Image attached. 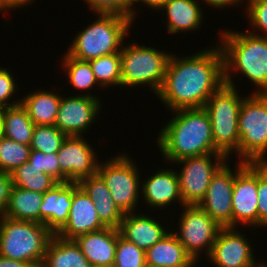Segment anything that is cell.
Instances as JSON below:
<instances>
[{
  "label": "cell",
  "instance_id": "obj_40",
  "mask_svg": "<svg viewBox=\"0 0 267 267\" xmlns=\"http://www.w3.org/2000/svg\"><path fill=\"white\" fill-rule=\"evenodd\" d=\"M12 187L11 174L0 172V217L4 215Z\"/></svg>",
  "mask_w": 267,
  "mask_h": 267
},
{
  "label": "cell",
  "instance_id": "obj_4",
  "mask_svg": "<svg viewBox=\"0 0 267 267\" xmlns=\"http://www.w3.org/2000/svg\"><path fill=\"white\" fill-rule=\"evenodd\" d=\"M98 19L73 37L66 50L69 56L90 61L120 52L134 21L123 15L98 13Z\"/></svg>",
  "mask_w": 267,
  "mask_h": 267
},
{
  "label": "cell",
  "instance_id": "obj_29",
  "mask_svg": "<svg viewBox=\"0 0 267 267\" xmlns=\"http://www.w3.org/2000/svg\"><path fill=\"white\" fill-rule=\"evenodd\" d=\"M10 174L13 186L43 194L59 183L49 174L32 167L29 161L17 167Z\"/></svg>",
  "mask_w": 267,
  "mask_h": 267
},
{
  "label": "cell",
  "instance_id": "obj_44",
  "mask_svg": "<svg viewBox=\"0 0 267 267\" xmlns=\"http://www.w3.org/2000/svg\"><path fill=\"white\" fill-rule=\"evenodd\" d=\"M0 267H34L31 263L12 260L0 256Z\"/></svg>",
  "mask_w": 267,
  "mask_h": 267
},
{
  "label": "cell",
  "instance_id": "obj_28",
  "mask_svg": "<svg viewBox=\"0 0 267 267\" xmlns=\"http://www.w3.org/2000/svg\"><path fill=\"white\" fill-rule=\"evenodd\" d=\"M0 116L3 122L4 137L30 145L35 124L21 103L12 107L0 108Z\"/></svg>",
  "mask_w": 267,
  "mask_h": 267
},
{
  "label": "cell",
  "instance_id": "obj_13",
  "mask_svg": "<svg viewBox=\"0 0 267 267\" xmlns=\"http://www.w3.org/2000/svg\"><path fill=\"white\" fill-rule=\"evenodd\" d=\"M87 93L61 96L54 126L67 136H83L99 116L103 101L97 95Z\"/></svg>",
  "mask_w": 267,
  "mask_h": 267
},
{
  "label": "cell",
  "instance_id": "obj_32",
  "mask_svg": "<svg viewBox=\"0 0 267 267\" xmlns=\"http://www.w3.org/2000/svg\"><path fill=\"white\" fill-rule=\"evenodd\" d=\"M31 150L30 145L18 143L4 136L0 138V172L11 173L27 162Z\"/></svg>",
  "mask_w": 267,
  "mask_h": 267
},
{
  "label": "cell",
  "instance_id": "obj_47",
  "mask_svg": "<svg viewBox=\"0 0 267 267\" xmlns=\"http://www.w3.org/2000/svg\"><path fill=\"white\" fill-rule=\"evenodd\" d=\"M144 267H156V266H151V265L146 264Z\"/></svg>",
  "mask_w": 267,
  "mask_h": 267
},
{
  "label": "cell",
  "instance_id": "obj_9",
  "mask_svg": "<svg viewBox=\"0 0 267 267\" xmlns=\"http://www.w3.org/2000/svg\"><path fill=\"white\" fill-rule=\"evenodd\" d=\"M128 156L124 153L113 156L110 160L99 163L97 170L115 204L124 214L137 212V204L141 198V175L136 161Z\"/></svg>",
  "mask_w": 267,
  "mask_h": 267
},
{
  "label": "cell",
  "instance_id": "obj_15",
  "mask_svg": "<svg viewBox=\"0 0 267 267\" xmlns=\"http://www.w3.org/2000/svg\"><path fill=\"white\" fill-rule=\"evenodd\" d=\"M238 229L227 227L219 231L207 262L216 267H263L264 262L256 261L253 255L250 239Z\"/></svg>",
  "mask_w": 267,
  "mask_h": 267
},
{
  "label": "cell",
  "instance_id": "obj_24",
  "mask_svg": "<svg viewBox=\"0 0 267 267\" xmlns=\"http://www.w3.org/2000/svg\"><path fill=\"white\" fill-rule=\"evenodd\" d=\"M170 231L146 251V264L156 267H195L198 265Z\"/></svg>",
  "mask_w": 267,
  "mask_h": 267
},
{
  "label": "cell",
  "instance_id": "obj_16",
  "mask_svg": "<svg viewBox=\"0 0 267 267\" xmlns=\"http://www.w3.org/2000/svg\"><path fill=\"white\" fill-rule=\"evenodd\" d=\"M258 163H247L235 176L232 193V227L258 228Z\"/></svg>",
  "mask_w": 267,
  "mask_h": 267
},
{
  "label": "cell",
  "instance_id": "obj_31",
  "mask_svg": "<svg viewBox=\"0 0 267 267\" xmlns=\"http://www.w3.org/2000/svg\"><path fill=\"white\" fill-rule=\"evenodd\" d=\"M98 84L107 89L121 87V55L116 52L89 61Z\"/></svg>",
  "mask_w": 267,
  "mask_h": 267
},
{
  "label": "cell",
  "instance_id": "obj_36",
  "mask_svg": "<svg viewBox=\"0 0 267 267\" xmlns=\"http://www.w3.org/2000/svg\"><path fill=\"white\" fill-rule=\"evenodd\" d=\"M92 12L118 14L132 19V0H84Z\"/></svg>",
  "mask_w": 267,
  "mask_h": 267
},
{
  "label": "cell",
  "instance_id": "obj_20",
  "mask_svg": "<svg viewBox=\"0 0 267 267\" xmlns=\"http://www.w3.org/2000/svg\"><path fill=\"white\" fill-rule=\"evenodd\" d=\"M162 225L155 217H151L150 213H125L119 232L123 238L146 252L169 233L168 224L167 227Z\"/></svg>",
  "mask_w": 267,
  "mask_h": 267
},
{
  "label": "cell",
  "instance_id": "obj_41",
  "mask_svg": "<svg viewBox=\"0 0 267 267\" xmlns=\"http://www.w3.org/2000/svg\"><path fill=\"white\" fill-rule=\"evenodd\" d=\"M34 0H0V11L7 12L8 10H14L29 6ZM7 10V11H6Z\"/></svg>",
  "mask_w": 267,
  "mask_h": 267
},
{
  "label": "cell",
  "instance_id": "obj_7",
  "mask_svg": "<svg viewBox=\"0 0 267 267\" xmlns=\"http://www.w3.org/2000/svg\"><path fill=\"white\" fill-rule=\"evenodd\" d=\"M236 87L224 84L206 102L204 109L211 120L215 148L228 159L237 154L239 145L238 117L245 96L239 95ZM231 155V156H230Z\"/></svg>",
  "mask_w": 267,
  "mask_h": 267
},
{
  "label": "cell",
  "instance_id": "obj_37",
  "mask_svg": "<svg viewBox=\"0 0 267 267\" xmlns=\"http://www.w3.org/2000/svg\"><path fill=\"white\" fill-rule=\"evenodd\" d=\"M28 161L32 164V167L49 174L60 182V165L58 163L57 153H43L32 149Z\"/></svg>",
  "mask_w": 267,
  "mask_h": 267
},
{
  "label": "cell",
  "instance_id": "obj_30",
  "mask_svg": "<svg viewBox=\"0 0 267 267\" xmlns=\"http://www.w3.org/2000/svg\"><path fill=\"white\" fill-rule=\"evenodd\" d=\"M63 56L62 67L68 76L67 79H69L68 81L70 85L72 84L75 90L77 89L80 91V96L82 95L81 93L85 92L86 90H94V85L101 88L96 81L89 61L75 59L74 57L69 56L67 53H65Z\"/></svg>",
  "mask_w": 267,
  "mask_h": 267
},
{
  "label": "cell",
  "instance_id": "obj_3",
  "mask_svg": "<svg viewBox=\"0 0 267 267\" xmlns=\"http://www.w3.org/2000/svg\"><path fill=\"white\" fill-rule=\"evenodd\" d=\"M218 34L225 84L235 87L232 73L236 71L257 87L254 94H267V37L227 29Z\"/></svg>",
  "mask_w": 267,
  "mask_h": 267
},
{
  "label": "cell",
  "instance_id": "obj_11",
  "mask_svg": "<svg viewBox=\"0 0 267 267\" xmlns=\"http://www.w3.org/2000/svg\"><path fill=\"white\" fill-rule=\"evenodd\" d=\"M229 160L222 153H209L176 161L181 198L184 205H198L204 198L212 176Z\"/></svg>",
  "mask_w": 267,
  "mask_h": 267
},
{
  "label": "cell",
  "instance_id": "obj_6",
  "mask_svg": "<svg viewBox=\"0 0 267 267\" xmlns=\"http://www.w3.org/2000/svg\"><path fill=\"white\" fill-rule=\"evenodd\" d=\"M120 55L121 86L131 89L136 86H148L156 95L164 82L172 53H166L165 50L161 51L150 45L128 42L122 46Z\"/></svg>",
  "mask_w": 267,
  "mask_h": 267
},
{
  "label": "cell",
  "instance_id": "obj_21",
  "mask_svg": "<svg viewBox=\"0 0 267 267\" xmlns=\"http://www.w3.org/2000/svg\"><path fill=\"white\" fill-rule=\"evenodd\" d=\"M90 265L113 266L115 260L118 229L105 227L74 239Z\"/></svg>",
  "mask_w": 267,
  "mask_h": 267
},
{
  "label": "cell",
  "instance_id": "obj_43",
  "mask_svg": "<svg viewBox=\"0 0 267 267\" xmlns=\"http://www.w3.org/2000/svg\"><path fill=\"white\" fill-rule=\"evenodd\" d=\"M202 1V0H200ZM246 0H203V2H205L207 5H209L212 8H217V9H221L222 8H226L229 6L232 7L233 5H239L244 3ZM242 2V3H241Z\"/></svg>",
  "mask_w": 267,
  "mask_h": 267
},
{
  "label": "cell",
  "instance_id": "obj_8",
  "mask_svg": "<svg viewBox=\"0 0 267 267\" xmlns=\"http://www.w3.org/2000/svg\"><path fill=\"white\" fill-rule=\"evenodd\" d=\"M239 111L238 161L267 163V94L251 92Z\"/></svg>",
  "mask_w": 267,
  "mask_h": 267
},
{
  "label": "cell",
  "instance_id": "obj_46",
  "mask_svg": "<svg viewBox=\"0 0 267 267\" xmlns=\"http://www.w3.org/2000/svg\"><path fill=\"white\" fill-rule=\"evenodd\" d=\"M90 267H106V266H100V265H90ZM108 267H113V266H108Z\"/></svg>",
  "mask_w": 267,
  "mask_h": 267
},
{
  "label": "cell",
  "instance_id": "obj_33",
  "mask_svg": "<svg viewBox=\"0 0 267 267\" xmlns=\"http://www.w3.org/2000/svg\"><path fill=\"white\" fill-rule=\"evenodd\" d=\"M66 137L54 125H35L30 147L43 153H57Z\"/></svg>",
  "mask_w": 267,
  "mask_h": 267
},
{
  "label": "cell",
  "instance_id": "obj_34",
  "mask_svg": "<svg viewBox=\"0 0 267 267\" xmlns=\"http://www.w3.org/2000/svg\"><path fill=\"white\" fill-rule=\"evenodd\" d=\"M146 265V252L138 248L120 235L116 245L113 267H144Z\"/></svg>",
  "mask_w": 267,
  "mask_h": 267
},
{
  "label": "cell",
  "instance_id": "obj_19",
  "mask_svg": "<svg viewBox=\"0 0 267 267\" xmlns=\"http://www.w3.org/2000/svg\"><path fill=\"white\" fill-rule=\"evenodd\" d=\"M79 183L59 182L43 194L40 206V223L56 234L67 222L72 195Z\"/></svg>",
  "mask_w": 267,
  "mask_h": 267
},
{
  "label": "cell",
  "instance_id": "obj_35",
  "mask_svg": "<svg viewBox=\"0 0 267 267\" xmlns=\"http://www.w3.org/2000/svg\"><path fill=\"white\" fill-rule=\"evenodd\" d=\"M245 9L247 19L254 30H247L248 32L267 37V0H247ZM257 29V30H256ZM263 33H256L257 31Z\"/></svg>",
  "mask_w": 267,
  "mask_h": 267
},
{
  "label": "cell",
  "instance_id": "obj_1",
  "mask_svg": "<svg viewBox=\"0 0 267 267\" xmlns=\"http://www.w3.org/2000/svg\"><path fill=\"white\" fill-rule=\"evenodd\" d=\"M224 84V58L216 43L191 56L180 58L172 54L156 97L170 111L204 108L208 99Z\"/></svg>",
  "mask_w": 267,
  "mask_h": 267
},
{
  "label": "cell",
  "instance_id": "obj_27",
  "mask_svg": "<svg viewBox=\"0 0 267 267\" xmlns=\"http://www.w3.org/2000/svg\"><path fill=\"white\" fill-rule=\"evenodd\" d=\"M43 193L13 186L4 215L7 218L40 223Z\"/></svg>",
  "mask_w": 267,
  "mask_h": 267
},
{
  "label": "cell",
  "instance_id": "obj_38",
  "mask_svg": "<svg viewBox=\"0 0 267 267\" xmlns=\"http://www.w3.org/2000/svg\"><path fill=\"white\" fill-rule=\"evenodd\" d=\"M13 73L10 72L9 68H5L1 66L0 68V108L12 107L21 103V100H12V96L16 95L18 92V85L14 77ZM18 90V91H16ZM10 99V100H9ZM11 101V102H10Z\"/></svg>",
  "mask_w": 267,
  "mask_h": 267
},
{
  "label": "cell",
  "instance_id": "obj_25",
  "mask_svg": "<svg viewBox=\"0 0 267 267\" xmlns=\"http://www.w3.org/2000/svg\"><path fill=\"white\" fill-rule=\"evenodd\" d=\"M41 267H90V263L75 240L54 234L47 245Z\"/></svg>",
  "mask_w": 267,
  "mask_h": 267
},
{
  "label": "cell",
  "instance_id": "obj_45",
  "mask_svg": "<svg viewBox=\"0 0 267 267\" xmlns=\"http://www.w3.org/2000/svg\"><path fill=\"white\" fill-rule=\"evenodd\" d=\"M3 137V122H2V119H1V116H0V138Z\"/></svg>",
  "mask_w": 267,
  "mask_h": 267
},
{
  "label": "cell",
  "instance_id": "obj_10",
  "mask_svg": "<svg viewBox=\"0 0 267 267\" xmlns=\"http://www.w3.org/2000/svg\"><path fill=\"white\" fill-rule=\"evenodd\" d=\"M182 209L179 230L172 229V233L197 263L203 252L206 258L209 256L222 227L198 205H184Z\"/></svg>",
  "mask_w": 267,
  "mask_h": 267
},
{
  "label": "cell",
  "instance_id": "obj_12",
  "mask_svg": "<svg viewBox=\"0 0 267 267\" xmlns=\"http://www.w3.org/2000/svg\"><path fill=\"white\" fill-rule=\"evenodd\" d=\"M227 160L212 176L206 194L198 204L222 228L232 227V193L237 173L247 164L239 161L232 170ZM232 170V171H231Z\"/></svg>",
  "mask_w": 267,
  "mask_h": 267
},
{
  "label": "cell",
  "instance_id": "obj_18",
  "mask_svg": "<svg viewBox=\"0 0 267 267\" xmlns=\"http://www.w3.org/2000/svg\"><path fill=\"white\" fill-rule=\"evenodd\" d=\"M146 181L141 182V199L146 206L156 209H164L169 205L179 203L184 206L179 186L177 171L173 168L159 169L152 176H148Z\"/></svg>",
  "mask_w": 267,
  "mask_h": 267
},
{
  "label": "cell",
  "instance_id": "obj_22",
  "mask_svg": "<svg viewBox=\"0 0 267 267\" xmlns=\"http://www.w3.org/2000/svg\"><path fill=\"white\" fill-rule=\"evenodd\" d=\"M79 185L94 202L101 223L105 227L119 229L124 213L115 204L103 179L96 174L82 179Z\"/></svg>",
  "mask_w": 267,
  "mask_h": 267
},
{
  "label": "cell",
  "instance_id": "obj_17",
  "mask_svg": "<svg viewBox=\"0 0 267 267\" xmlns=\"http://www.w3.org/2000/svg\"><path fill=\"white\" fill-rule=\"evenodd\" d=\"M105 226L98 218L94 202L79 185L72 195V205L65 225L56 233L67 240L104 229Z\"/></svg>",
  "mask_w": 267,
  "mask_h": 267
},
{
  "label": "cell",
  "instance_id": "obj_26",
  "mask_svg": "<svg viewBox=\"0 0 267 267\" xmlns=\"http://www.w3.org/2000/svg\"><path fill=\"white\" fill-rule=\"evenodd\" d=\"M20 100L35 125H54L61 100L59 93L48 90L31 91Z\"/></svg>",
  "mask_w": 267,
  "mask_h": 267
},
{
  "label": "cell",
  "instance_id": "obj_48",
  "mask_svg": "<svg viewBox=\"0 0 267 267\" xmlns=\"http://www.w3.org/2000/svg\"><path fill=\"white\" fill-rule=\"evenodd\" d=\"M263 267H267V263L264 262Z\"/></svg>",
  "mask_w": 267,
  "mask_h": 267
},
{
  "label": "cell",
  "instance_id": "obj_5",
  "mask_svg": "<svg viewBox=\"0 0 267 267\" xmlns=\"http://www.w3.org/2000/svg\"><path fill=\"white\" fill-rule=\"evenodd\" d=\"M54 234L42 223L0 217V256L41 267Z\"/></svg>",
  "mask_w": 267,
  "mask_h": 267
},
{
  "label": "cell",
  "instance_id": "obj_42",
  "mask_svg": "<svg viewBox=\"0 0 267 267\" xmlns=\"http://www.w3.org/2000/svg\"><path fill=\"white\" fill-rule=\"evenodd\" d=\"M167 0H132V20L135 21L136 17H137V8L135 4H145L146 6L150 7L151 9H153L154 11L158 10L164 5V3ZM134 6V7H133ZM136 9V10H135Z\"/></svg>",
  "mask_w": 267,
  "mask_h": 267
},
{
  "label": "cell",
  "instance_id": "obj_23",
  "mask_svg": "<svg viewBox=\"0 0 267 267\" xmlns=\"http://www.w3.org/2000/svg\"><path fill=\"white\" fill-rule=\"evenodd\" d=\"M196 0H167L159 11L167 16L165 23L168 33L192 32L198 30L203 23L205 15Z\"/></svg>",
  "mask_w": 267,
  "mask_h": 267
},
{
  "label": "cell",
  "instance_id": "obj_14",
  "mask_svg": "<svg viewBox=\"0 0 267 267\" xmlns=\"http://www.w3.org/2000/svg\"><path fill=\"white\" fill-rule=\"evenodd\" d=\"M94 150L84 136H67L57 152L60 182L79 183L96 175L100 162Z\"/></svg>",
  "mask_w": 267,
  "mask_h": 267
},
{
  "label": "cell",
  "instance_id": "obj_2",
  "mask_svg": "<svg viewBox=\"0 0 267 267\" xmlns=\"http://www.w3.org/2000/svg\"><path fill=\"white\" fill-rule=\"evenodd\" d=\"M159 131L157 143L163 158L180 159L220 153L214 146L211 120L204 108L178 109Z\"/></svg>",
  "mask_w": 267,
  "mask_h": 267
},
{
  "label": "cell",
  "instance_id": "obj_39",
  "mask_svg": "<svg viewBox=\"0 0 267 267\" xmlns=\"http://www.w3.org/2000/svg\"><path fill=\"white\" fill-rule=\"evenodd\" d=\"M258 227H267V163H258ZM264 226V227H263Z\"/></svg>",
  "mask_w": 267,
  "mask_h": 267
}]
</instances>
